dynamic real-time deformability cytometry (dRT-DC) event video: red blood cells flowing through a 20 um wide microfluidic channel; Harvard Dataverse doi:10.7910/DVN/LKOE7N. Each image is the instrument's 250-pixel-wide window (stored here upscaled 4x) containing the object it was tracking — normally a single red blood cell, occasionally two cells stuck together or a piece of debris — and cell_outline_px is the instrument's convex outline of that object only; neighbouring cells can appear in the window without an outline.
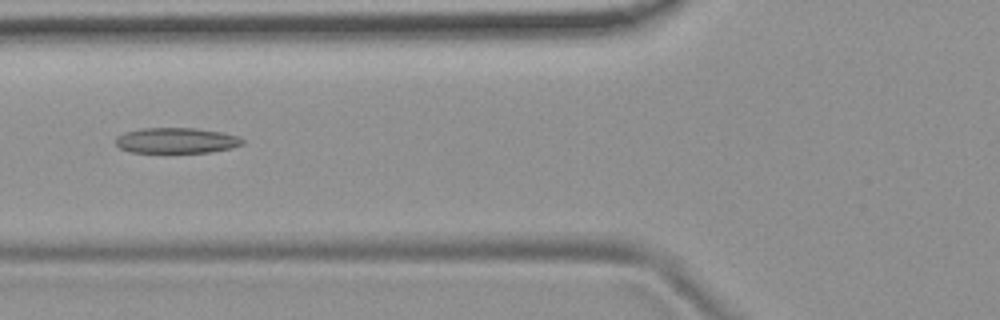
{"species": "common noctule bat (a hibernating species)", "species_latin": "Nyctalus noctula", "temperature_condition": "room temperature", "stored_images_in_passage": 7, "camera_frame_rate_fps": 3000, "um_per_image_px": 0.085, "animal": {"sex": "female", "body_mass_g": 19.9}, "frame": {"image": 1, "passage_image": 7, "time_ms": 7.0, "image_size_px": [1000, 320], "cell_outline_px": [[244, 144], [232, 148], [212, 152], [132, 152], [120, 148], [116, 144], [116, 136], [124, 132], [140, 128], [196, 128], [220, 132], [240, 136], [244, 140]], "centroid_in_image_um": [15.01, 11.94], "position_along_channel_um": 110.8, "area_um2": 18.96}}